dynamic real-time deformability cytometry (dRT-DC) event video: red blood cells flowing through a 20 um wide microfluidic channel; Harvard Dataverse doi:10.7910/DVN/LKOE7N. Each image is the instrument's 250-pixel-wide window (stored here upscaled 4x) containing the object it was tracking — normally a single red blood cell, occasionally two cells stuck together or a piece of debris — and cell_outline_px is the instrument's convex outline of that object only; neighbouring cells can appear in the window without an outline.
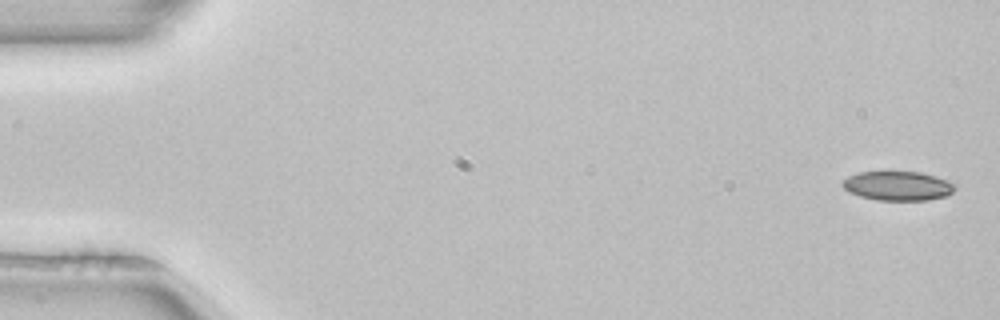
{"species": "common noctule bat (a hibernating species)", "species_latin": "Nyctalus noctula", "temperature_condition": "room temperature", "stored_images_in_passage": 4, "camera_frame_rate_fps": 3000, "um_per_image_px": 0.085, "animal": {"sex": "female", "body_mass_g": 22.7, "forearm_length_mm": 54.2}, "frame": {"image": 1, "passage_image": 1, "time_ms": 0.0, "image_size_px": [1000, 320], "cell_outline_px": [[956, 188], [948, 196], [928, 200], [876, 200], [860, 196], [848, 192], [840, 184], [848, 176], [856, 172], [884, 168], [920, 172], [956, 184]], "centroid_in_image_um": [76.24, 15.75], "position_along_channel_um": 8.8, "area_um2": 20.06}}
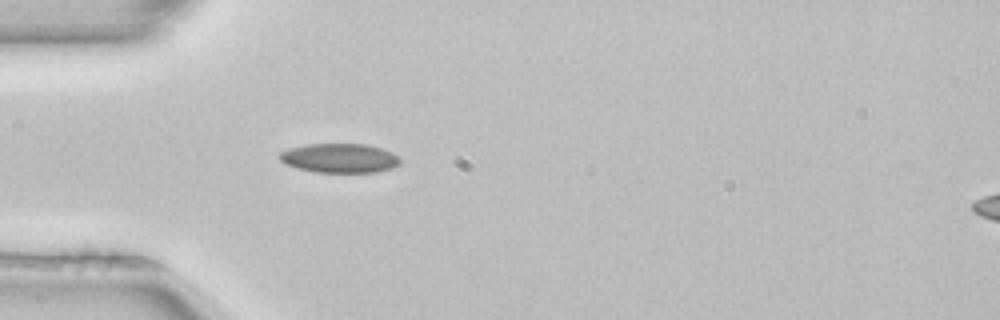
{"frame": {"image": 2, "passage_image": 4, "time_ms": 1.0, "image_size_px": [1000, 320], "cell_outline_px": [[400, 164], [392, 168], [376, 172], [316, 172], [296, 168], [284, 164], [276, 156], [280, 152], [288, 148], [304, 144], [368, 144], [392, 152], [400, 156]], "centroid_in_image_um": [28.83, 13.43], "position_along_channel_um": 56.2, "area_um2": 20.87}}